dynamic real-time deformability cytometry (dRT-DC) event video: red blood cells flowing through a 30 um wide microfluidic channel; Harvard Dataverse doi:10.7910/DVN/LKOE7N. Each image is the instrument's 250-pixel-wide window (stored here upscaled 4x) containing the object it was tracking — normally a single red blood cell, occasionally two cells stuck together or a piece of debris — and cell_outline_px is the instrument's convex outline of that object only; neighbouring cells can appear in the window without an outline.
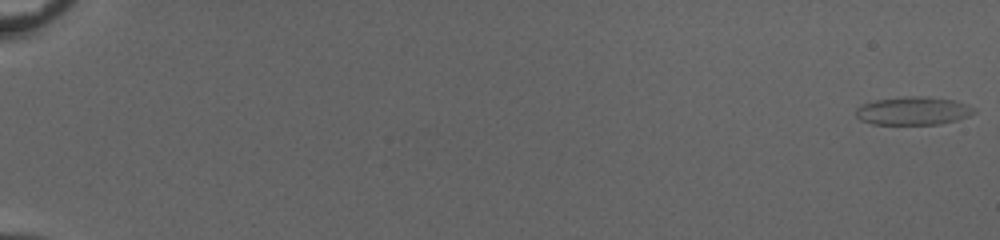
{"species": "common noctule bat (a hibernating species)", "species_latin": "Nyctalus noctula", "temperature_condition": "cold", "stored_images_in_passage": 55, "camera_frame_rate_fps": 3000, "um_per_image_px": 0.085, "animal": {"sex": "female", "body_mass_g": 20.0, "forearm_length_mm": 54.0}, "frame": {"image": 1, "passage_image": 1, "time_ms": 0.0, "image_size_px": [1000, 240], "cell_outline_px": [[976, 112], [968, 116], [956, 120], [940, 124], [872, 124], [860, 120], [856, 116], [856, 108], [864, 104], [876, 100], [920, 96], [952, 100], [964, 104], [972, 108]], "centroid_in_image_um": [77.59, 9.44], "position_along_channel_um": 7.4, "area_um2": 18.9}}
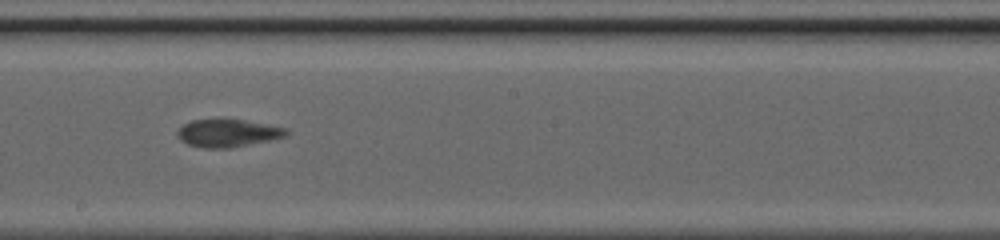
{"frame": {"image": 2, "passage_image": 34, "time_ms": 11.0, "image_size_px": [1000, 240], "cell_outline_px": [[288, 136], [232, 148], [204, 148], [188, 144], [180, 140], [176, 136], [176, 132], [184, 124], [192, 120], [244, 120], [288, 128]], "centroid_in_image_um": [19.37, 11.33], "position_along_channel_um": 228.8, "area_um2": 17.51}}
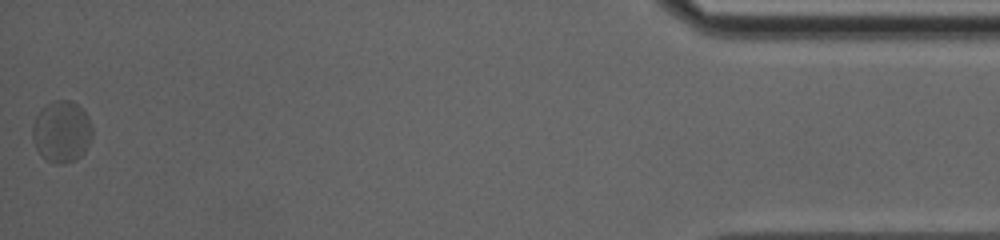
{"frame": {"image": 3, "passage_image": 55, "time_ms": 18.0, "image_size_px": [1000, 240], "cell_outline_px": [[92, 136], [84, 152], [80, 156], [72, 160], [60, 164], [56, 164], [48, 160], [36, 148], [32, 136], [32, 128], [36, 116], [52, 100], [68, 100], [76, 104], [88, 116], [92, 128]], "centroid_in_image_um": [5.25, 11.18], "position_along_channel_um": 430.0, "area_um2": 20.98}, "authors_computed_cell_mechanics": {"area_um2": 17.9758, "velocity_mm_per_s": 3.9728, "shape_relaxation_time_tau1_ms": 3.7999, "shape_relaxation_time_tau2_ms": 0.7285, "deformation_change_tau1": 0.1131, "deformation_change_tau2": 0.0426}}